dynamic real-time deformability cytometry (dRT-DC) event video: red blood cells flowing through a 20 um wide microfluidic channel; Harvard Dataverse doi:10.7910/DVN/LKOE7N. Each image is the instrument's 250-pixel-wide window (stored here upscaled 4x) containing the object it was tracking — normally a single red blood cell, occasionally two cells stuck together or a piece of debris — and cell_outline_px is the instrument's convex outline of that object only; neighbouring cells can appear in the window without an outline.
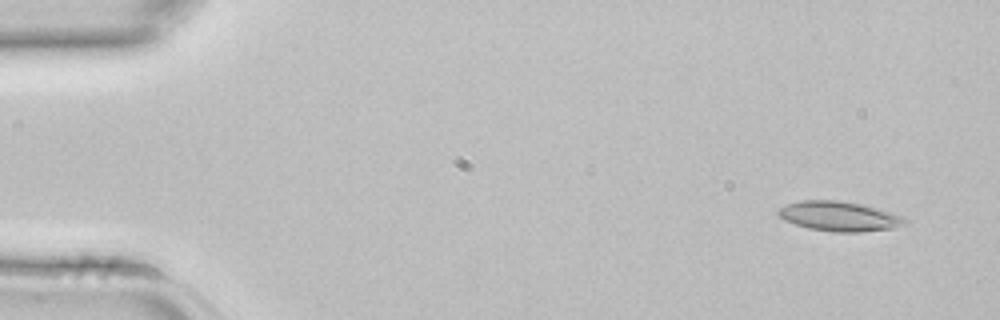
{"species": "common noctule bat (a hibernating species)", "species_latin": "Nyctalus noctula", "temperature_condition": "room temperature", "stored_images_in_passage": 4, "camera_frame_rate_fps": 3000, "um_per_image_px": 0.085, "animal": {"sex": "female", "body_mass_g": 22.7, "forearm_length_mm": 54.2}, "frame": {"image": 1, "passage_image": 1, "time_ms": 0.0, "image_size_px": [1000, 320], "cell_outline_px": [[908, 224], [896, 228], [860, 232], [836, 232], [808, 228], [784, 220], [776, 212], [780, 208], [788, 204], [800, 200], [840, 200], [860, 204], [876, 208], [904, 216], [908, 220]], "centroid_in_image_um": [71.39, 18.39], "position_along_channel_um": 13.6, "area_um2": 22.02}}